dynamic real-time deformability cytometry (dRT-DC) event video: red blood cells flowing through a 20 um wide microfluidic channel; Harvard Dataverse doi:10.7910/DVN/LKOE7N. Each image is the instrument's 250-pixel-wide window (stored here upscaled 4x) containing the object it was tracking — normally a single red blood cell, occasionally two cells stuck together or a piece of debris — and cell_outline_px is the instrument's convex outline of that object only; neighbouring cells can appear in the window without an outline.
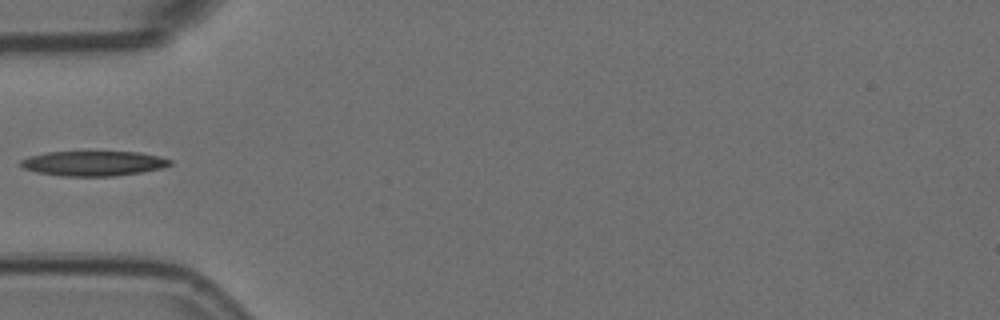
{"species": "Egyptian fruit bat (a non-hibernating species)", "species_latin": "Rousettus aegyptiacus", "temperature_condition": "room temperature", "stored_images_in_passage": 1, "camera_frame_rate_fps": 3000, "um_per_image_px": 0.085, "animal": {"sex": "female"}, "frame": {"image": 1, "passage_image": 1, "time_ms": 0.0, "image_size_px": [1000, 320], "cell_outline_px": [[172, 164], [160, 168], [140, 172], [116, 176], [60, 176], [36, 172], [24, 168], [20, 164], [20, 160], [28, 156], [48, 152], [140, 152], [160, 156], [172, 160]], "centroid_in_image_um": [7.93, 13.89], "position_along_channel_um": 77.1, "area_um2": 21.68}}